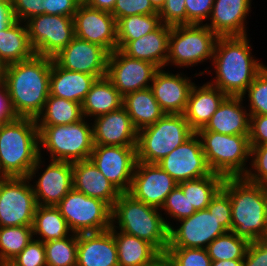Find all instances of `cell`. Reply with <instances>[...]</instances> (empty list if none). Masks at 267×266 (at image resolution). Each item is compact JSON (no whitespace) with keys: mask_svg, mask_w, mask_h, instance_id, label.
<instances>
[{"mask_svg":"<svg viewBox=\"0 0 267 266\" xmlns=\"http://www.w3.org/2000/svg\"><path fill=\"white\" fill-rule=\"evenodd\" d=\"M249 244L246 239L228 231L214 239L206 249L211 261L244 259Z\"/></svg>","mask_w":267,"mask_h":266,"instance_id":"f35d334b","label":"cell"},{"mask_svg":"<svg viewBox=\"0 0 267 266\" xmlns=\"http://www.w3.org/2000/svg\"><path fill=\"white\" fill-rule=\"evenodd\" d=\"M178 183L158 164L137 161L129 194L160 209Z\"/></svg>","mask_w":267,"mask_h":266,"instance_id":"d6986e66","label":"cell"},{"mask_svg":"<svg viewBox=\"0 0 267 266\" xmlns=\"http://www.w3.org/2000/svg\"><path fill=\"white\" fill-rule=\"evenodd\" d=\"M169 229L167 248H204L228 231L208 209L198 210ZM180 223V224H178Z\"/></svg>","mask_w":267,"mask_h":266,"instance_id":"5bb4252c","label":"cell"},{"mask_svg":"<svg viewBox=\"0 0 267 266\" xmlns=\"http://www.w3.org/2000/svg\"><path fill=\"white\" fill-rule=\"evenodd\" d=\"M166 253L175 266H211V258L204 248H167Z\"/></svg>","mask_w":267,"mask_h":266,"instance_id":"7bdbcfd3","label":"cell"},{"mask_svg":"<svg viewBox=\"0 0 267 266\" xmlns=\"http://www.w3.org/2000/svg\"><path fill=\"white\" fill-rule=\"evenodd\" d=\"M250 146L267 144V115L250 116Z\"/></svg>","mask_w":267,"mask_h":266,"instance_id":"816d5d0a","label":"cell"},{"mask_svg":"<svg viewBox=\"0 0 267 266\" xmlns=\"http://www.w3.org/2000/svg\"><path fill=\"white\" fill-rule=\"evenodd\" d=\"M33 238L32 226L0 227V266L9 264Z\"/></svg>","mask_w":267,"mask_h":266,"instance_id":"74e56055","label":"cell"},{"mask_svg":"<svg viewBox=\"0 0 267 266\" xmlns=\"http://www.w3.org/2000/svg\"><path fill=\"white\" fill-rule=\"evenodd\" d=\"M160 210L161 212L164 211V213L162 214L166 215L163 218L168 229L173 226L171 221H169L170 219L178 222L182 219L188 218L196 212V209L193 207V205H190L188 198L185 196L182 189L178 185L168 194ZM167 217H169L170 219H168Z\"/></svg>","mask_w":267,"mask_h":266,"instance_id":"b9f144b4","label":"cell"},{"mask_svg":"<svg viewBox=\"0 0 267 266\" xmlns=\"http://www.w3.org/2000/svg\"><path fill=\"white\" fill-rule=\"evenodd\" d=\"M194 133L183 114H164L155 124L138 130L137 161L157 164Z\"/></svg>","mask_w":267,"mask_h":266,"instance_id":"52a82bcc","label":"cell"},{"mask_svg":"<svg viewBox=\"0 0 267 266\" xmlns=\"http://www.w3.org/2000/svg\"><path fill=\"white\" fill-rule=\"evenodd\" d=\"M157 164L177 183L198 179L212 173L197 133H194Z\"/></svg>","mask_w":267,"mask_h":266,"instance_id":"e0dca14e","label":"cell"},{"mask_svg":"<svg viewBox=\"0 0 267 266\" xmlns=\"http://www.w3.org/2000/svg\"><path fill=\"white\" fill-rule=\"evenodd\" d=\"M50 0H11L14 19L26 22L31 17L46 14Z\"/></svg>","mask_w":267,"mask_h":266,"instance_id":"bcb514c9","label":"cell"},{"mask_svg":"<svg viewBox=\"0 0 267 266\" xmlns=\"http://www.w3.org/2000/svg\"><path fill=\"white\" fill-rule=\"evenodd\" d=\"M158 14L161 23L165 25H187L185 0H166Z\"/></svg>","mask_w":267,"mask_h":266,"instance_id":"c3c4849f","label":"cell"},{"mask_svg":"<svg viewBox=\"0 0 267 266\" xmlns=\"http://www.w3.org/2000/svg\"><path fill=\"white\" fill-rule=\"evenodd\" d=\"M213 3L214 0H185L187 25H205V22H208L210 18Z\"/></svg>","mask_w":267,"mask_h":266,"instance_id":"f907efd6","label":"cell"},{"mask_svg":"<svg viewBox=\"0 0 267 266\" xmlns=\"http://www.w3.org/2000/svg\"><path fill=\"white\" fill-rule=\"evenodd\" d=\"M83 118L80 103L49 95L42 113L36 118V122L37 126L68 125Z\"/></svg>","mask_w":267,"mask_h":266,"instance_id":"e575fe53","label":"cell"},{"mask_svg":"<svg viewBox=\"0 0 267 266\" xmlns=\"http://www.w3.org/2000/svg\"><path fill=\"white\" fill-rule=\"evenodd\" d=\"M207 209L215 215L227 231H231V201L229 195L222 188L212 198Z\"/></svg>","mask_w":267,"mask_h":266,"instance_id":"681fc988","label":"cell"},{"mask_svg":"<svg viewBox=\"0 0 267 266\" xmlns=\"http://www.w3.org/2000/svg\"><path fill=\"white\" fill-rule=\"evenodd\" d=\"M108 56L109 53L103 47L75 36L53 60L61 68L93 75L99 79L107 74Z\"/></svg>","mask_w":267,"mask_h":266,"instance_id":"ffe728a7","label":"cell"},{"mask_svg":"<svg viewBox=\"0 0 267 266\" xmlns=\"http://www.w3.org/2000/svg\"><path fill=\"white\" fill-rule=\"evenodd\" d=\"M242 98L248 101L245 106L250 116L267 115V65L257 74Z\"/></svg>","mask_w":267,"mask_h":266,"instance_id":"60d3db41","label":"cell"},{"mask_svg":"<svg viewBox=\"0 0 267 266\" xmlns=\"http://www.w3.org/2000/svg\"><path fill=\"white\" fill-rule=\"evenodd\" d=\"M89 159L121 192H129L137 163L136 146L94 145Z\"/></svg>","mask_w":267,"mask_h":266,"instance_id":"9a60e30c","label":"cell"},{"mask_svg":"<svg viewBox=\"0 0 267 266\" xmlns=\"http://www.w3.org/2000/svg\"><path fill=\"white\" fill-rule=\"evenodd\" d=\"M159 14L129 15L116 21L117 49H122L129 41L156 30L161 25Z\"/></svg>","mask_w":267,"mask_h":266,"instance_id":"8d00e7d4","label":"cell"},{"mask_svg":"<svg viewBox=\"0 0 267 266\" xmlns=\"http://www.w3.org/2000/svg\"><path fill=\"white\" fill-rule=\"evenodd\" d=\"M81 106L83 116L92 120L97 116L120 109L123 106V96L105 76L96 79Z\"/></svg>","mask_w":267,"mask_h":266,"instance_id":"f546056e","label":"cell"},{"mask_svg":"<svg viewBox=\"0 0 267 266\" xmlns=\"http://www.w3.org/2000/svg\"><path fill=\"white\" fill-rule=\"evenodd\" d=\"M123 107L137 130L155 124L165 114L150 87L126 94Z\"/></svg>","mask_w":267,"mask_h":266,"instance_id":"1f68e13d","label":"cell"},{"mask_svg":"<svg viewBox=\"0 0 267 266\" xmlns=\"http://www.w3.org/2000/svg\"><path fill=\"white\" fill-rule=\"evenodd\" d=\"M211 266H243V259L212 261Z\"/></svg>","mask_w":267,"mask_h":266,"instance_id":"91938a15","label":"cell"},{"mask_svg":"<svg viewBox=\"0 0 267 266\" xmlns=\"http://www.w3.org/2000/svg\"><path fill=\"white\" fill-rule=\"evenodd\" d=\"M77 266H119L112 228L78 234Z\"/></svg>","mask_w":267,"mask_h":266,"instance_id":"cb8c5ba5","label":"cell"},{"mask_svg":"<svg viewBox=\"0 0 267 266\" xmlns=\"http://www.w3.org/2000/svg\"><path fill=\"white\" fill-rule=\"evenodd\" d=\"M5 67L6 65L0 61V83L4 81Z\"/></svg>","mask_w":267,"mask_h":266,"instance_id":"6125c7cd","label":"cell"},{"mask_svg":"<svg viewBox=\"0 0 267 266\" xmlns=\"http://www.w3.org/2000/svg\"><path fill=\"white\" fill-rule=\"evenodd\" d=\"M73 20L77 38L97 44L109 54L117 49L116 19L110 12L92 8L82 1Z\"/></svg>","mask_w":267,"mask_h":266,"instance_id":"ac0fdd59","label":"cell"},{"mask_svg":"<svg viewBox=\"0 0 267 266\" xmlns=\"http://www.w3.org/2000/svg\"><path fill=\"white\" fill-rule=\"evenodd\" d=\"M88 6L102 11L112 12L116 0H83Z\"/></svg>","mask_w":267,"mask_h":266,"instance_id":"6f0895ef","label":"cell"},{"mask_svg":"<svg viewBox=\"0 0 267 266\" xmlns=\"http://www.w3.org/2000/svg\"><path fill=\"white\" fill-rule=\"evenodd\" d=\"M34 54L26 22L14 20L6 29L0 30V61L5 65L29 59Z\"/></svg>","mask_w":267,"mask_h":266,"instance_id":"4dcf8cb0","label":"cell"},{"mask_svg":"<svg viewBox=\"0 0 267 266\" xmlns=\"http://www.w3.org/2000/svg\"><path fill=\"white\" fill-rule=\"evenodd\" d=\"M5 84L0 83V124L17 119Z\"/></svg>","mask_w":267,"mask_h":266,"instance_id":"11a10c76","label":"cell"},{"mask_svg":"<svg viewBox=\"0 0 267 266\" xmlns=\"http://www.w3.org/2000/svg\"><path fill=\"white\" fill-rule=\"evenodd\" d=\"M249 35L218 37L212 69H204L194 76L199 77L205 73L214 78L208 81L211 85L220 89L227 96H242L248 86L254 81L257 74L266 66L252 54V44ZM207 71V72H206Z\"/></svg>","mask_w":267,"mask_h":266,"instance_id":"6da1fadb","label":"cell"},{"mask_svg":"<svg viewBox=\"0 0 267 266\" xmlns=\"http://www.w3.org/2000/svg\"><path fill=\"white\" fill-rule=\"evenodd\" d=\"M222 189L231 201V231L249 243L256 242L267 223V186L240 176L225 177Z\"/></svg>","mask_w":267,"mask_h":266,"instance_id":"3957f363","label":"cell"},{"mask_svg":"<svg viewBox=\"0 0 267 266\" xmlns=\"http://www.w3.org/2000/svg\"><path fill=\"white\" fill-rule=\"evenodd\" d=\"M26 25L34 53L45 57L53 58L75 37L73 17L41 14Z\"/></svg>","mask_w":267,"mask_h":266,"instance_id":"4fadbf2b","label":"cell"},{"mask_svg":"<svg viewBox=\"0 0 267 266\" xmlns=\"http://www.w3.org/2000/svg\"><path fill=\"white\" fill-rule=\"evenodd\" d=\"M157 70L154 64L131 58L116 49L108 56L106 77L124 97L128 93L149 88Z\"/></svg>","mask_w":267,"mask_h":266,"instance_id":"2e32d148","label":"cell"},{"mask_svg":"<svg viewBox=\"0 0 267 266\" xmlns=\"http://www.w3.org/2000/svg\"><path fill=\"white\" fill-rule=\"evenodd\" d=\"M119 266H145L160 252L148 241L113 230Z\"/></svg>","mask_w":267,"mask_h":266,"instance_id":"d6a6232c","label":"cell"},{"mask_svg":"<svg viewBox=\"0 0 267 266\" xmlns=\"http://www.w3.org/2000/svg\"><path fill=\"white\" fill-rule=\"evenodd\" d=\"M160 209L121 193L112 207L111 228L151 243L160 253L169 245V229Z\"/></svg>","mask_w":267,"mask_h":266,"instance_id":"5b68a950","label":"cell"},{"mask_svg":"<svg viewBox=\"0 0 267 266\" xmlns=\"http://www.w3.org/2000/svg\"><path fill=\"white\" fill-rule=\"evenodd\" d=\"M250 147V167L244 177L250 182L267 186V144Z\"/></svg>","mask_w":267,"mask_h":266,"instance_id":"ee69618b","label":"cell"},{"mask_svg":"<svg viewBox=\"0 0 267 266\" xmlns=\"http://www.w3.org/2000/svg\"><path fill=\"white\" fill-rule=\"evenodd\" d=\"M90 122L84 117L68 125L37 126L39 156L42 157L44 151H47L50 160L74 163L89 159L94 148L93 127Z\"/></svg>","mask_w":267,"mask_h":266,"instance_id":"8992f818","label":"cell"},{"mask_svg":"<svg viewBox=\"0 0 267 266\" xmlns=\"http://www.w3.org/2000/svg\"><path fill=\"white\" fill-rule=\"evenodd\" d=\"M38 157L36 119L18 117L0 124V177H28Z\"/></svg>","mask_w":267,"mask_h":266,"instance_id":"277c9868","label":"cell"},{"mask_svg":"<svg viewBox=\"0 0 267 266\" xmlns=\"http://www.w3.org/2000/svg\"><path fill=\"white\" fill-rule=\"evenodd\" d=\"M91 121L94 145H137L138 130L123 106L118 110L97 116Z\"/></svg>","mask_w":267,"mask_h":266,"instance_id":"7402d4cb","label":"cell"},{"mask_svg":"<svg viewBox=\"0 0 267 266\" xmlns=\"http://www.w3.org/2000/svg\"><path fill=\"white\" fill-rule=\"evenodd\" d=\"M257 241H267V223H266V226H265L264 233L262 234V236L260 237V239H258Z\"/></svg>","mask_w":267,"mask_h":266,"instance_id":"be15d7a7","label":"cell"},{"mask_svg":"<svg viewBox=\"0 0 267 266\" xmlns=\"http://www.w3.org/2000/svg\"><path fill=\"white\" fill-rule=\"evenodd\" d=\"M43 159L38 157L28 179L33 181L31 185L38 205L56 206L73 188V163L51 160L46 165Z\"/></svg>","mask_w":267,"mask_h":266,"instance_id":"7c38bea8","label":"cell"},{"mask_svg":"<svg viewBox=\"0 0 267 266\" xmlns=\"http://www.w3.org/2000/svg\"><path fill=\"white\" fill-rule=\"evenodd\" d=\"M226 97V94L209 82L202 86H192L183 115L195 133L206 126Z\"/></svg>","mask_w":267,"mask_h":266,"instance_id":"4316f807","label":"cell"},{"mask_svg":"<svg viewBox=\"0 0 267 266\" xmlns=\"http://www.w3.org/2000/svg\"><path fill=\"white\" fill-rule=\"evenodd\" d=\"M14 20L11 0H0V30L6 29Z\"/></svg>","mask_w":267,"mask_h":266,"instance_id":"9f6ffc18","label":"cell"},{"mask_svg":"<svg viewBox=\"0 0 267 266\" xmlns=\"http://www.w3.org/2000/svg\"><path fill=\"white\" fill-rule=\"evenodd\" d=\"M83 0H50L46 14L74 17L78 6Z\"/></svg>","mask_w":267,"mask_h":266,"instance_id":"db71d44e","label":"cell"},{"mask_svg":"<svg viewBox=\"0 0 267 266\" xmlns=\"http://www.w3.org/2000/svg\"><path fill=\"white\" fill-rule=\"evenodd\" d=\"M243 266H267V241H256L250 243Z\"/></svg>","mask_w":267,"mask_h":266,"instance_id":"f5cc1de1","label":"cell"},{"mask_svg":"<svg viewBox=\"0 0 267 266\" xmlns=\"http://www.w3.org/2000/svg\"><path fill=\"white\" fill-rule=\"evenodd\" d=\"M5 266H47L44 242L33 238L31 242Z\"/></svg>","mask_w":267,"mask_h":266,"instance_id":"f6af8a7d","label":"cell"},{"mask_svg":"<svg viewBox=\"0 0 267 266\" xmlns=\"http://www.w3.org/2000/svg\"><path fill=\"white\" fill-rule=\"evenodd\" d=\"M242 96H227L206 126L199 131H213L225 135H249L250 114Z\"/></svg>","mask_w":267,"mask_h":266,"instance_id":"d4e9b609","label":"cell"},{"mask_svg":"<svg viewBox=\"0 0 267 266\" xmlns=\"http://www.w3.org/2000/svg\"><path fill=\"white\" fill-rule=\"evenodd\" d=\"M170 26L161 24L156 30L129 41L121 51L127 56L165 68L168 58Z\"/></svg>","mask_w":267,"mask_h":266,"instance_id":"83f0119b","label":"cell"},{"mask_svg":"<svg viewBox=\"0 0 267 266\" xmlns=\"http://www.w3.org/2000/svg\"><path fill=\"white\" fill-rule=\"evenodd\" d=\"M73 233L102 232L111 228L112 208L103 200L72 188L56 205Z\"/></svg>","mask_w":267,"mask_h":266,"instance_id":"30bf717a","label":"cell"},{"mask_svg":"<svg viewBox=\"0 0 267 266\" xmlns=\"http://www.w3.org/2000/svg\"><path fill=\"white\" fill-rule=\"evenodd\" d=\"M145 266H175L172 259L165 253H159L150 263Z\"/></svg>","mask_w":267,"mask_h":266,"instance_id":"680465c9","label":"cell"},{"mask_svg":"<svg viewBox=\"0 0 267 266\" xmlns=\"http://www.w3.org/2000/svg\"><path fill=\"white\" fill-rule=\"evenodd\" d=\"M37 206L28 177H0V227L32 226Z\"/></svg>","mask_w":267,"mask_h":266,"instance_id":"8fae6325","label":"cell"},{"mask_svg":"<svg viewBox=\"0 0 267 266\" xmlns=\"http://www.w3.org/2000/svg\"><path fill=\"white\" fill-rule=\"evenodd\" d=\"M111 14L116 21L129 15H147L158 14V11L153 7L150 0H116Z\"/></svg>","mask_w":267,"mask_h":266,"instance_id":"7dc6e473","label":"cell"},{"mask_svg":"<svg viewBox=\"0 0 267 266\" xmlns=\"http://www.w3.org/2000/svg\"><path fill=\"white\" fill-rule=\"evenodd\" d=\"M253 0H214L208 26L218 37L246 36Z\"/></svg>","mask_w":267,"mask_h":266,"instance_id":"603a6c76","label":"cell"},{"mask_svg":"<svg viewBox=\"0 0 267 266\" xmlns=\"http://www.w3.org/2000/svg\"><path fill=\"white\" fill-rule=\"evenodd\" d=\"M210 170L224 177L244 176L250 165L249 135L198 131ZM249 162V164H247Z\"/></svg>","mask_w":267,"mask_h":266,"instance_id":"ba28073f","label":"cell"},{"mask_svg":"<svg viewBox=\"0 0 267 266\" xmlns=\"http://www.w3.org/2000/svg\"><path fill=\"white\" fill-rule=\"evenodd\" d=\"M52 58L34 54L6 65L4 81L17 117L36 119L50 95Z\"/></svg>","mask_w":267,"mask_h":266,"instance_id":"7a4b0ae2","label":"cell"},{"mask_svg":"<svg viewBox=\"0 0 267 266\" xmlns=\"http://www.w3.org/2000/svg\"><path fill=\"white\" fill-rule=\"evenodd\" d=\"M32 229L34 238L42 242L62 240L73 233L56 206L38 205Z\"/></svg>","mask_w":267,"mask_h":266,"instance_id":"836d02e7","label":"cell"},{"mask_svg":"<svg viewBox=\"0 0 267 266\" xmlns=\"http://www.w3.org/2000/svg\"><path fill=\"white\" fill-rule=\"evenodd\" d=\"M96 77L61 68L52 58L50 95L82 104Z\"/></svg>","mask_w":267,"mask_h":266,"instance_id":"f1b7e54d","label":"cell"},{"mask_svg":"<svg viewBox=\"0 0 267 266\" xmlns=\"http://www.w3.org/2000/svg\"><path fill=\"white\" fill-rule=\"evenodd\" d=\"M159 68L153 77L151 90L165 114H183L192 86L191 77L177 71V74Z\"/></svg>","mask_w":267,"mask_h":266,"instance_id":"44dd1931","label":"cell"},{"mask_svg":"<svg viewBox=\"0 0 267 266\" xmlns=\"http://www.w3.org/2000/svg\"><path fill=\"white\" fill-rule=\"evenodd\" d=\"M225 177L212 172L208 176L178 183L190 205L198 210L207 209L212 198L222 188Z\"/></svg>","mask_w":267,"mask_h":266,"instance_id":"d590c367","label":"cell"},{"mask_svg":"<svg viewBox=\"0 0 267 266\" xmlns=\"http://www.w3.org/2000/svg\"><path fill=\"white\" fill-rule=\"evenodd\" d=\"M166 0H150L153 7L159 12L160 9L164 6Z\"/></svg>","mask_w":267,"mask_h":266,"instance_id":"94428289","label":"cell"},{"mask_svg":"<svg viewBox=\"0 0 267 266\" xmlns=\"http://www.w3.org/2000/svg\"><path fill=\"white\" fill-rule=\"evenodd\" d=\"M218 36L206 25L170 26L166 66L189 68L212 62Z\"/></svg>","mask_w":267,"mask_h":266,"instance_id":"9c48e42d","label":"cell"},{"mask_svg":"<svg viewBox=\"0 0 267 266\" xmlns=\"http://www.w3.org/2000/svg\"><path fill=\"white\" fill-rule=\"evenodd\" d=\"M73 188L89 197L103 200L111 208L121 194L90 159L73 163Z\"/></svg>","mask_w":267,"mask_h":266,"instance_id":"484cf974","label":"cell"},{"mask_svg":"<svg viewBox=\"0 0 267 266\" xmlns=\"http://www.w3.org/2000/svg\"><path fill=\"white\" fill-rule=\"evenodd\" d=\"M78 234L44 242L47 266H77Z\"/></svg>","mask_w":267,"mask_h":266,"instance_id":"ab89813d","label":"cell"}]
</instances>
